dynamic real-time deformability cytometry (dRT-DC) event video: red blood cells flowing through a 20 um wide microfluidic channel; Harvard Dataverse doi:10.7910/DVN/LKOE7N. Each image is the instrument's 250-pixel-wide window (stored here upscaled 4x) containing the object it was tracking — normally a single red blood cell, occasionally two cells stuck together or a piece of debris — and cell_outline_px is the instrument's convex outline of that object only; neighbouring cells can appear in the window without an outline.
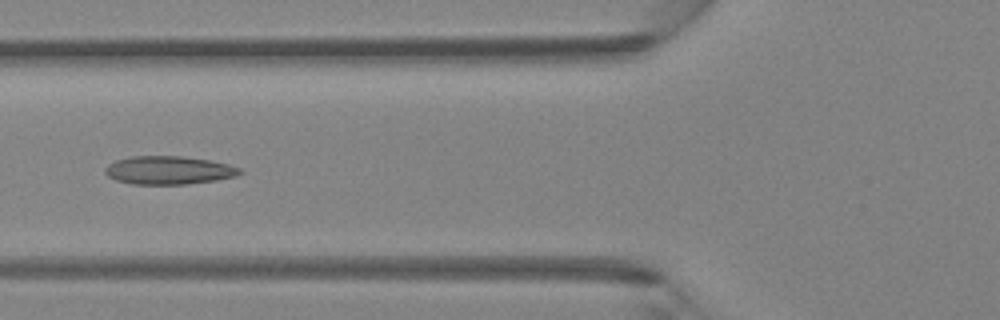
{"species": "Egyptian fruit bat (a non-hibernating species)", "species_latin": "Rousettus aegyptiacus", "temperature_condition": "room temperature", "stored_images_in_passage": 23, "camera_frame_rate_fps": 3000, "um_per_image_px": 0.085, "animal": {"sex": "female"}, "frame": {"image": 1, "passage_image": 8, "time_ms": 2.333, "image_size_px": [1000, 320], "cell_outline_px": [[244, 172], [236, 176], [216, 180], [184, 184], [132, 184], [116, 180], [108, 176], [104, 172], [104, 168], [108, 164], [116, 160], [132, 156], [180, 156], [208, 160], [228, 164], [240, 168]], "centroid_in_image_um": [14.33, 14.47], "position_along_channel_um": 111.5, "area_um2": 22.14}}
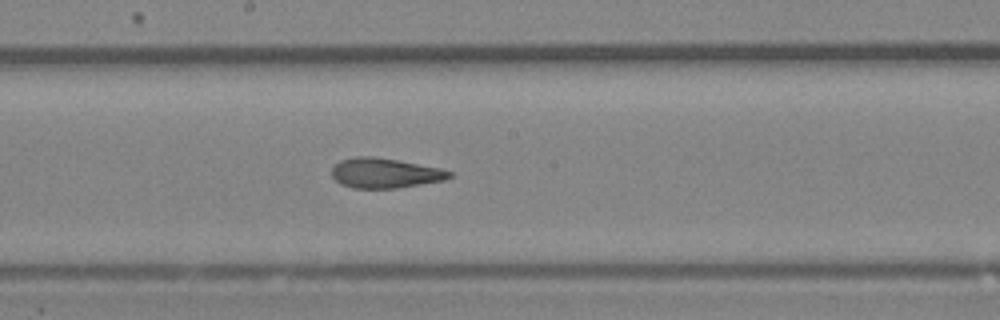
{"frame": {"image": 2, "passage_image": 15, "time_ms": 4.667, "image_size_px": [1000, 320], "cell_outline_px": [[452, 176], [444, 180], [396, 188], [352, 188], [340, 184], [332, 176], [332, 164], [340, 160], [356, 156], [372, 156], [396, 160], [440, 168], [452, 172]], "centroid_in_image_um": [32.67, 14.71], "position_along_channel_um": 215.5, "area_um2": 20.46}}
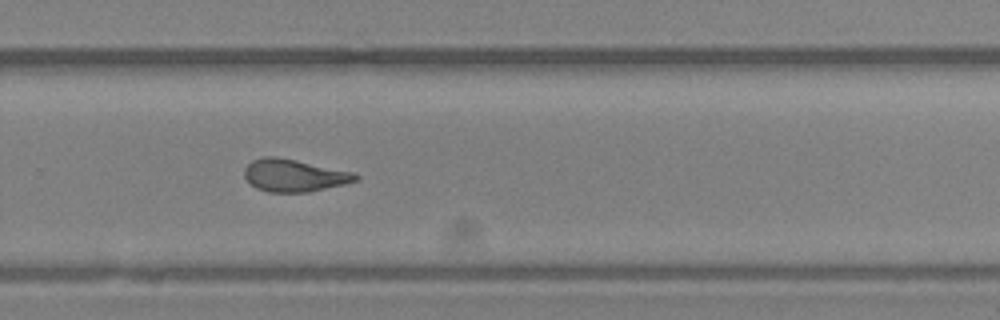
{"frame": {"image": 3, "passage_image": 21, "time_ms": 6.667, "image_size_px": [1000, 320], "cell_outline_px": [[360, 176], [356, 180], [344, 184], [308, 192], [268, 192], [256, 188], [244, 176], [244, 168], [252, 160], [264, 156], [276, 156], [296, 160], [352, 172]], "centroid_in_image_um": [24.96, 14.91], "position_along_channel_um": 304.8, "area_um2": 20.81}}